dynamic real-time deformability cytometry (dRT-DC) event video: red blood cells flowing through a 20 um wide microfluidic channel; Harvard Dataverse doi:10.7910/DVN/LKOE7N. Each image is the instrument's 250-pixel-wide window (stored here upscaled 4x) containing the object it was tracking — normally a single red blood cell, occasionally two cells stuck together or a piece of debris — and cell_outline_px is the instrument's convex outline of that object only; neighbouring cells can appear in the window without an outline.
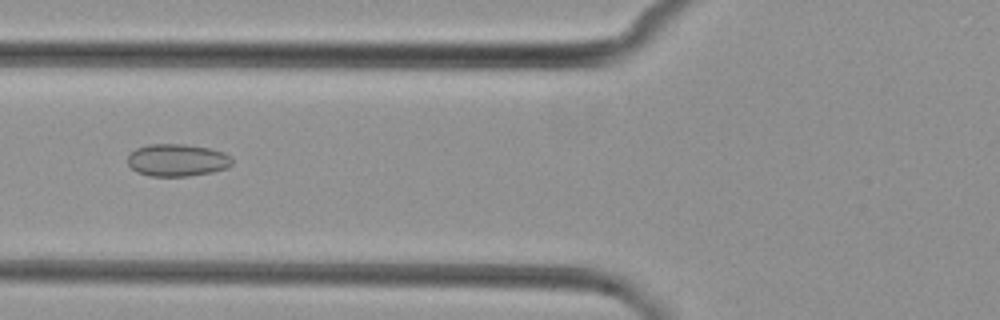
{"species": "common noctule bat (a hibernating species)", "species_latin": "Nyctalus noctula", "temperature_condition": "cold", "stored_images_in_passage": 5, "camera_frame_rate_fps": 3000, "um_per_image_px": 0.085, "animal": {"sex": "female", "body_mass_g": 29.2, "forearm_length_mm": 56.3}, "frame": {"image": 1, "passage_image": 5, "time_ms": 5.333, "image_size_px": [1000, 320], "cell_outline_px": [[232, 164], [228, 168], [212, 172], [188, 176], [148, 176], [136, 172], [128, 164], [128, 156], [136, 148], [148, 144], [184, 144], [208, 148], [224, 152], [232, 156]], "centroid_in_image_um": [15.07, 13.61], "position_along_channel_um": 110.7, "area_um2": 19.83}}